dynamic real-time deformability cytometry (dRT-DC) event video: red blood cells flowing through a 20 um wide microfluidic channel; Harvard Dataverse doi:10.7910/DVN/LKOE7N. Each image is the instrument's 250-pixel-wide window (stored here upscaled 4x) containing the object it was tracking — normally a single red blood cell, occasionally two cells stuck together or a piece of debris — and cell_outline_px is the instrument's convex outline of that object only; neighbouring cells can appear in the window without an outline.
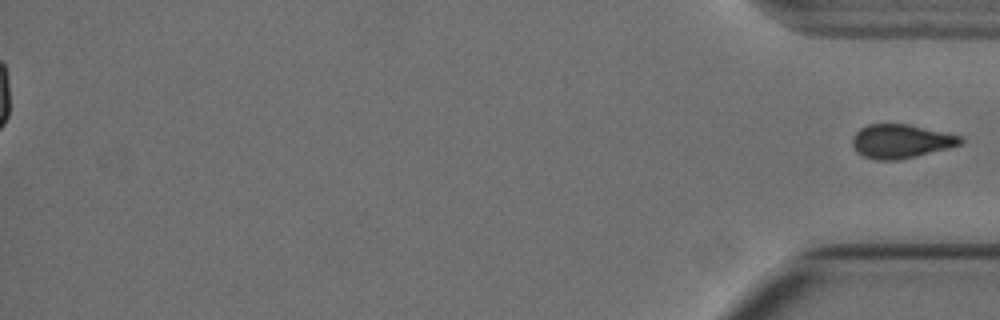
{"species": "Egyptian fruit bat (a non-hibernating species)", "species_latin": "Rousettus aegyptiacus", "temperature_condition": "cold", "stored_images_in_passage": 59, "segment_of_instrument_passage": [2, 2], "camera_frame_rate_fps": 3000, "um_per_image_px": 0.085, "animal": {"sex": "female"}, "frame": {"image": 1, "passage_image": 59, "time_ms": 19.333, "image_size_px": [1000, 320], "cell_outline_px": [[964, 140], [960, 144], [948, 148], [900, 160], [876, 160], [864, 156], [856, 152], [852, 144], [852, 136], [860, 128], [868, 124], [908, 124], [964, 136]], "centroid_in_image_um": [76.57, 12.0], "position_along_channel_um": 358.6, "area_um2": 21.44}}